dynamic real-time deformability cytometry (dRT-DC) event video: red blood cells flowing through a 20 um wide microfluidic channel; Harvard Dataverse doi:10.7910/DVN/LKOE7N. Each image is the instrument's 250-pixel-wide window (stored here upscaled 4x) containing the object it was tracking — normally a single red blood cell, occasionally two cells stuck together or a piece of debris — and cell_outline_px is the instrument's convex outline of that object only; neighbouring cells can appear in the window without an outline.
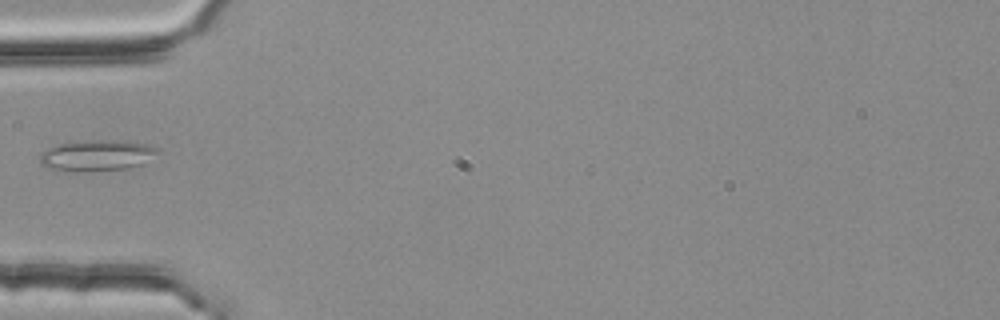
{"species": "common noctule bat (a hibernating species)", "species_latin": "Nyctalus noctula", "temperature_condition": "room temperature", "stored_images_in_passage": 3, "segment_of_instrument_passage": [2, 2], "camera_frame_rate_fps": 3000, "um_per_image_px": 0.085, "animal": {"sex": "female", "body_mass_g": 25.1}, "frame": {"image": 1, "passage_image": 3, "time_ms": 0.667, "image_size_px": [1000, 320], "cell_outline_px": [[160, 148], [144, 164], [128, 168], [56, 168], [40, 164], [40, 152], [60, 144], [80, 140], [124, 140], [144, 144]], "centroid_in_image_um": [8.29, 13.13], "position_along_channel_um": 76.7, "area_um2": 20.0}}